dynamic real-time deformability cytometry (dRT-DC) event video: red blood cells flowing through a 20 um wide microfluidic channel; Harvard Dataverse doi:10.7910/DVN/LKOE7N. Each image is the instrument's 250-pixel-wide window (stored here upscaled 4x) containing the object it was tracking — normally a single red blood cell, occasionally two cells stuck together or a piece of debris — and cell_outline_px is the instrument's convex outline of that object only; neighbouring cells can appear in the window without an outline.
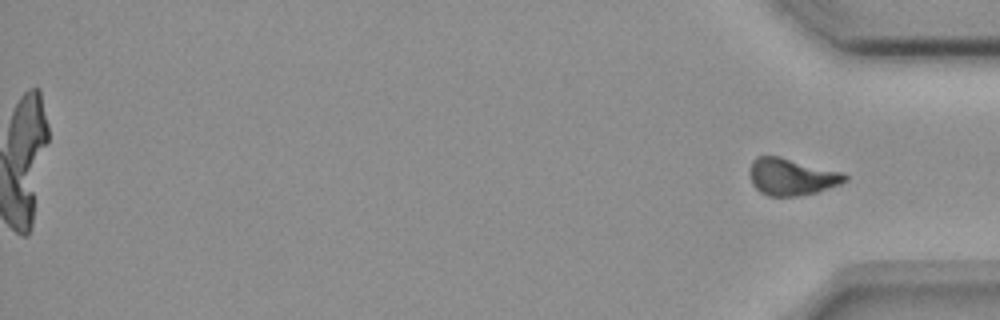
{"species": "common noctule bat (a hibernating species)", "species_latin": "Nyctalus noctula", "temperature_condition": "room temperature", "stored_images_in_passage": 47, "camera_frame_rate_fps": 3000, "um_per_image_px": 0.085, "animal": {"sex": "female", "body_mass_g": 18.4}, "frame": {"image": 1, "passage_image": 47, "time_ms": 15.333, "image_size_px": [1000, 320], "cell_outline_px": [[848, 180], [840, 184], [816, 192], [800, 196], [768, 196], [760, 192], [752, 184], [752, 160], [756, 156], [780, 156], [844, 172], [848, 176]], "centroid_in_image_um": [67.34, 15.02], "position_along_channel_um": 367.9, "area_um2": 20.46}}